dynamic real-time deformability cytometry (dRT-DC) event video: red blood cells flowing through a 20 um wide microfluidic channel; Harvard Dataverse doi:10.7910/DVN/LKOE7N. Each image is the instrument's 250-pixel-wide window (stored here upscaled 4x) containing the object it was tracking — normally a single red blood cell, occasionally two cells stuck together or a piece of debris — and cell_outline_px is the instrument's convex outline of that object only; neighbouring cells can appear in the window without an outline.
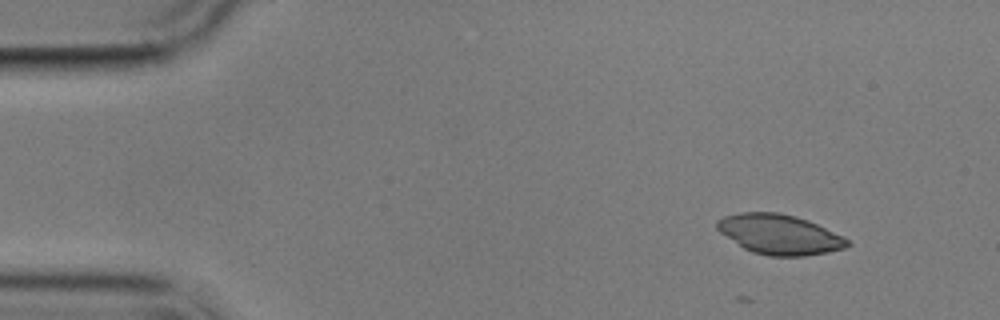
{"species": "common noctule bat (a hibernating species)", "species_latin": "Nyctalus noctula", "temperature_condition": "cold", "stored_images_in_passage": 4, "camera_frame_rate_fps": 3000, "um_per_image_px": 0.085, "animal": {"sex": "male", "body_mass_g": 17.9}, "frame": {"image": 1, "passage_image": 1, "time_ms": 0.0, "image_size_px": [1000, 320], "cell_outline_px": [[852, 244], [844, 248], [828, 252], [804, 256], [768, 256], [752, 252], [744, 248], [720, 232], [716, 228], [716, 220], [724, 216], [740, 212], [776, 212], [796, 216], [808, 220], [844, 236]], "centroid_in_image_um": [66.26, 19.92], "position_along_channel_um": 18.7, "area_um2": 30.35}}